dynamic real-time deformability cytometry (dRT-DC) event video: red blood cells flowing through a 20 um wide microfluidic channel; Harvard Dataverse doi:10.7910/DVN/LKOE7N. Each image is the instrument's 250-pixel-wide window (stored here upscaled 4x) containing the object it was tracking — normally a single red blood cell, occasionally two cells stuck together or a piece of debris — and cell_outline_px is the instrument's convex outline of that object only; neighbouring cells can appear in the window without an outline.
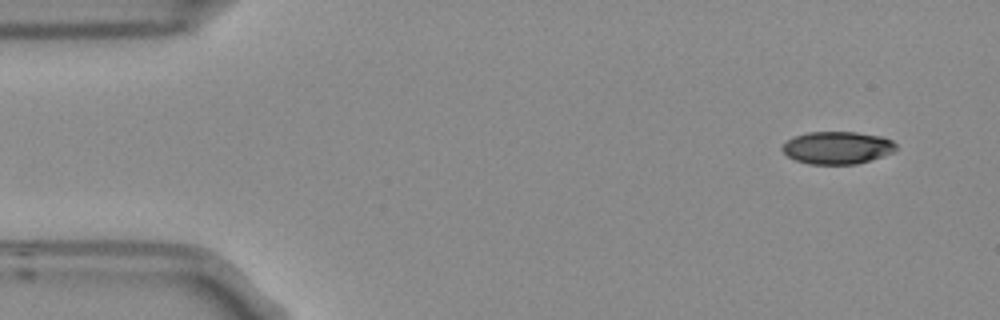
{"species": "Egyptian fruit bat (a non-hibernating species)", "species_latin": "Rousettus aegyptiacus", "temperature_condition": "room temperature", "stored_images_in_passage": 5, "camera_frame_rate_fps": 3000, "um_per_image_px": 0.085, "frame": {"image": 1, "passage_image": 1, "time_ms": 0.0, "image_size_px": [1000, 320], "cell_outline_px": [[896, 148], [892, 152], [856, 164], [808, 164], [796, 160], [788, 156], [780, 148], [788, 140], [796, 136], [808, 132], [856, 132], [884, 136], [892, 140], [896, 144]], "centroid_in_image_um": [71.17, 12.55], "position_along_channel_um": 13.8, "area_um2": 21.39}}
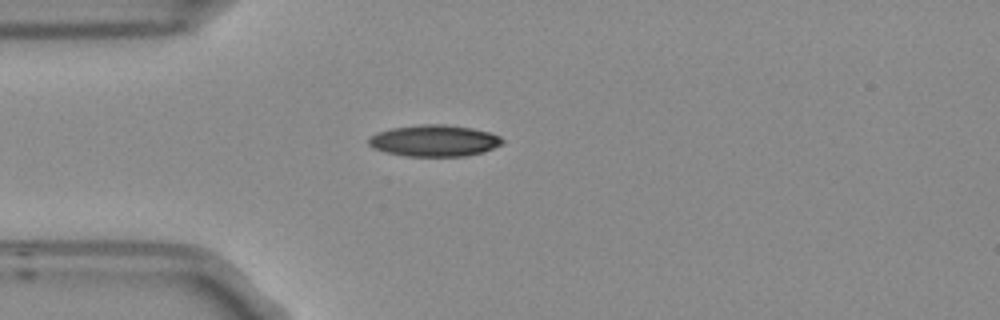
{"frame": {"image": 2, "passage_image": 4, "time_ms": 1.0, "image_size_px": [1000, 320], "cell_outline_px": [[504, 144], [484, 152], [464, 156], [408, 156], [388, 152], [372, 148], [368, 144], [368, 140], [372, 136], [380, 132], [392, 128], [424, 124], [444, 124], [472, 128], [488, 132], [500, 136], [504, 140]], "centroid_in_image_um": [36.97, 11.96], "position_along_channel_um": 48.0, "area_um2": 24.39}}